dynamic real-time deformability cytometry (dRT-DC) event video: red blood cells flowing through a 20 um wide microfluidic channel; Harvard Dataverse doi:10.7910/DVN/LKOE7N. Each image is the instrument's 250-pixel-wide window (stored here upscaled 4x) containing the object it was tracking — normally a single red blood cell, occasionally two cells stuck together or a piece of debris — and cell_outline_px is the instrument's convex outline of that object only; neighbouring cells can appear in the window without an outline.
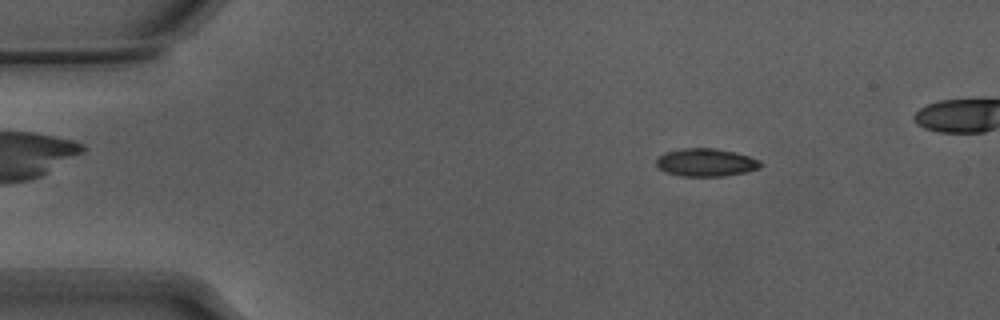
{"species": "Egyptian fruit bat (a non-hibernating species)", "species_latin": "Rousettus aegyptiacus", "temperature_condition": "warm", "stored_images_in_passage": 50, "camera_frame_rate_fps": 3000, "um_per_image_px": 0.085, "animal": {"sex": "male"}, "frame": {"image": 1, "passage_image": 8, "time_ms": 2.333, "image_size_px": [1000, 320], "cell_outline_px": [[764, 164], [760, 168], [744, 172], [724, 176], [680, 176], [668, 172], [660, 168], [656, 164], [656, 160], [664, 152], [684, 148], [712, 148], [732, 152], [748, 156], [760, 160]], "centroid_in_image_um": [60.02, 13.81], "position_along_channel_um": 25.0, "area_um2": 16.76}}
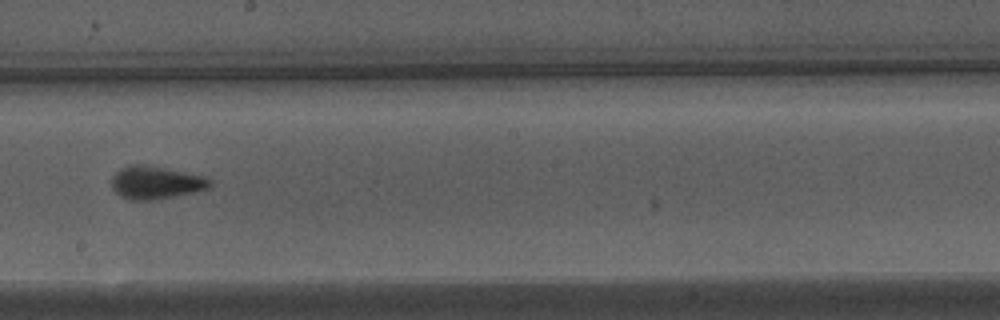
{"frame": {"image": 2, "passage_image": 30, "time_ms": 9.667, "image_size_px": [1000, 320], "cell_outline_px": [[212, 184], [208, 188], [192, 192], [152, 200], [132, 200], [120, 196], [112, 188], [112, 176], [120, 168], [128, 164], [144, 164], [204, 176], [212, 180]], "centroid_in_image_um": [13.21, 15.5], "position_along_channel_um": 235.0, "area_um2": 18.67}}
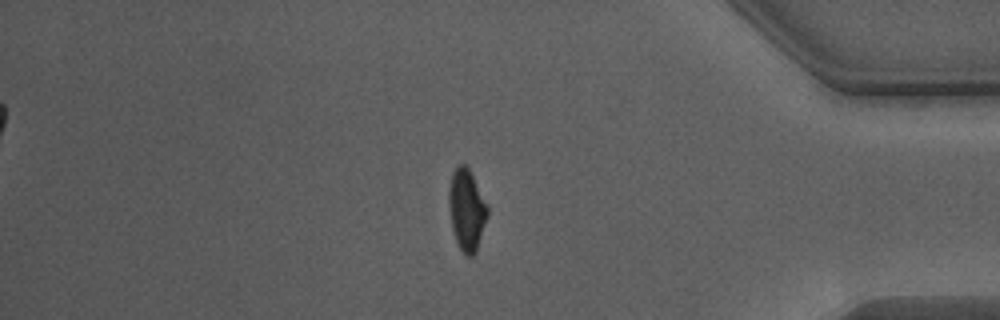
{"frame": {"image": 3, "passage_image": 45, "time_ms": 14.667, "image_size_px": [1000, 320], "cell_outline_px": [[488, 212], [476, 248], [472, 256], [468, 256], [460, 248], [456, 240], [452, 228], [448, 200], [448, 192], [452, 172], [456, 164], [464, 164], [468, 168], [488, 208]], "centroid_in_image_um": [39.62, 17.78], "position_along_channel_um": 395.6, "area_um2": 17.63}, "authors_computed_cell_mechanics": {"area_um2": 17.6868, "velocity_mm_per_s": 3.8432, "shape_relaxation_time_tau1_ms": 2.9582, "shape_relaxation_time_tau2_ms": 1.2211, "deformation_change_tau1": 0.1563, "deformation_change_tau2": 0.064}}